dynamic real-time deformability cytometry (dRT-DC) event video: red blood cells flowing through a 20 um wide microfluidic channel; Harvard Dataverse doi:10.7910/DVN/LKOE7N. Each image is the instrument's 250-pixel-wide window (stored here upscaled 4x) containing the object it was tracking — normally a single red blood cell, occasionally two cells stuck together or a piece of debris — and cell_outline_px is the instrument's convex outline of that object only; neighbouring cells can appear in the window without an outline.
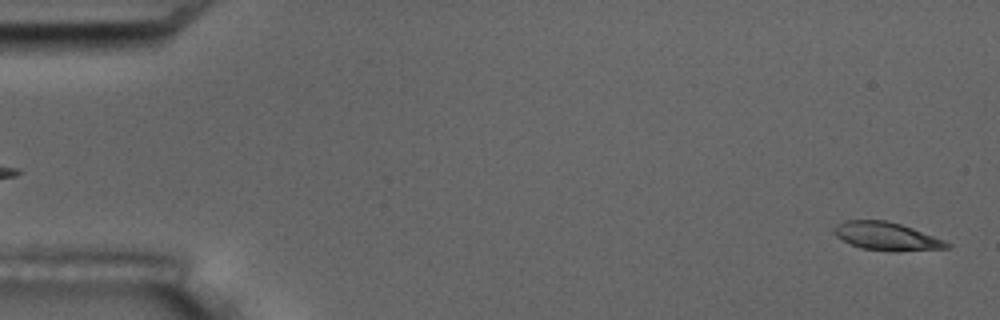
{"species": "common noctule bat (a hibernating species)", "species_latin": "Nyctalus noctula", "temperature_condition": "room temperature", "stored_images_in_passage": 5, "camera_frame_rate_fps": 3000, "um_per_image_px": 0.085, "animal": {"sex": "male", "body_mass_g": 17.5, "forearm_length_mm": 52.3}, "frame": {"image": 1, "passage_image": 5, "time_ms": 4.667, "image_size_px": [1000, 320], "cell_outline_px": [[952, 244], [948, 248], [860, 248], [836, 236], [832, 232], [832, 228], [836, 224], [844, 220], [884, 220], [900, 224], [912, 228], [944, 240]], "centroid_in_image_um": [75.24, 20.0], "position_along_channel_um": 9.8, "area_um2": 17.22}}